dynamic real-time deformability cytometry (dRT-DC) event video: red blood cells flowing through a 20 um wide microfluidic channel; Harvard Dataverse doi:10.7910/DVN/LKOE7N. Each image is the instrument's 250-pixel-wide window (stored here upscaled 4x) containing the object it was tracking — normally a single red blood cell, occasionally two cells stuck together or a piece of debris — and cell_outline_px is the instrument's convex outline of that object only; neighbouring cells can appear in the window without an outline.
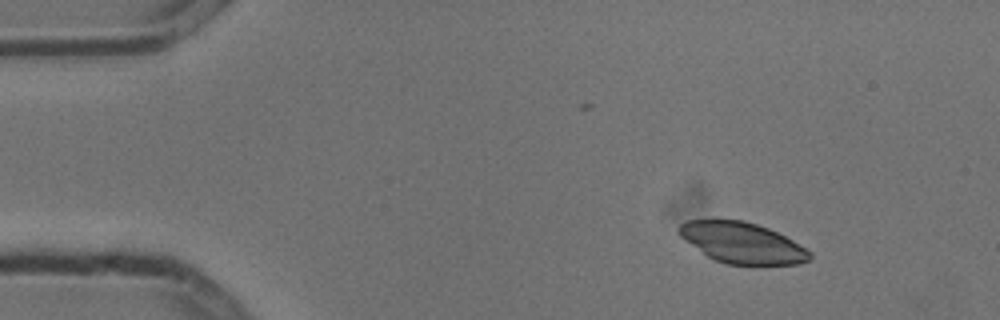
{"species": "common noctule bat (a hibernating species)", "species_latin": "Nyctalus noctula", "temperature_condition": "cold", "stored_images_in_passage": 6, "camera_frame_rate_fps": 3000, "um_per_image_px": 0.085, "animal": {"sex": "male", "body_mass_g": 13.3}, "frame": {"image": 1, "passage_image": 1, "time_ms": 0.0, "image_size_px": [1000, 320], "cell_outline_px": [[812, 256], [808, 260], [796, 264], [728, 264], [716, 260], [708, 256], [684, 240], [680, 236], [676, 228], [680, 224], [688, 220], [744, 220], [768, 228], [792, 240], [812, 252]], "centroid_in_image_um": [63.06, 20.63], "position_along_channel_um": 21.9, "area_um2": 30.75}}